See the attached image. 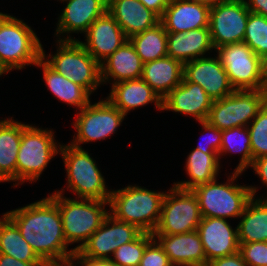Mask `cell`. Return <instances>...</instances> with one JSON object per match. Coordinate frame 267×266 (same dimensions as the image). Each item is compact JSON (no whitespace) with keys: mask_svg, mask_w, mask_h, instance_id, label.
<instances>
[{"mask_svg":"<svg viewBox=\"0 0 267 266\" xmlns=\"http://www.w3.org/2000/svg\"><path fill=\"white\" fill-rule=\"evenodd\" d=\"M139 1L149 10L154 12L159 18L163 16L166 7L170 3V0H139Z\"/></svg>","mask_w":267,"mask_h":266,"instance_id":"7bdbcfd3","label":"cell"},{"mask_svg":"<svg viewBox=\"0 0 267 266\" xmlns=\"http://www.w3.org/2000/svg\"><path fill=\"white\" fill-rule=\"evenodd\" d=\"M243 42L261 58L267 53V17L249 13Z\"/></svg>","mask_w":267,"mask_h":266,"instance_id":"836d02e7","label":"cell"},{"mask_svg":"<svg viewBox=\"0 0 267 266\" xmlns=\"http://www.w3.org/2000/svg\"><path fill=\"white\" fill-rule=\"evenodd\" d=\"M187 181L174 182L180 189L192 190L196 186L208 183L217 178L221 168L219 154H205L194 148L186 158Z\"/></svg>","mask_w":267,"mask_h":266,"instance_id":"f546056e","label":"cell"},{"mask_svg":"<svg viewBox=\"0 0 267 266\" xmlns=\"http://www.w3.org/2000/svg\"><path fill=\"white\" fill-rule=\"evenodd\" d=\"M267 103V89L235 90L212 103L206 121L219 130L246 127Z\"/></svg>","mask_w":267,"mask_h":266,"instance_id":"30bf717a","label":"cell"},{"mask_svg":"<svg viewBox=\"0 0 267 266\" xmlns=\"http://www.w3.org/2000/svg\"><path fill=\"white\" fill-rule=\"evenodd\" d=\"M56 42V53L49 56H46L41 46L42 59L60 75L84 87L92 95V92L102 85L100 64L85 50L79 40L57 39Z\"/></svg>","mask_w":267,"mask_h":266,"instance_id":"8992f818","label":"cell"},{"mask_svg":"<svg viewBox=\"0 0 267 266\" xmlns=\"http://www.w3.org/2000/svg\"><path fill=\"white\" fill-rule=\"evenodd\" d=\"M222 144L219 152V158L224 153H239L241 158L235 171H246L252 164L251 142L248 127H233L222 130Z\"/></svg>","mask_w":267,"mask_h":266,"instance_id":"d6a6232c","label":"cell"},{"mask_svg":"<svg viewBox=\"0 0 267 266\" xmlns=\"http://www.w3.org/2000/svg\"><path fill=\"white\" fill-rule=\"evenodd\" d=\"M0 254L11 256L21 262H43L5 213L0 218Z\"/></svg>","mask_w":267,"mask_h":266,"instance_id":"4dcf8cb0","label":"cell"},{"mask_svg":"<svg viewBox=\"0 0 267 266\" xmlns=\"http://www.w3.org/2000/svg\"><path fill=\"white\" fill-rule=\"evenodd\" d=\"M201 4L207 5L209 7L216 6L218 3L223 2L225 0H195Z\"/></svg>","mask_w":267,"mask_h":266,"instance_id":"bcb514c9","label":"cell"},{"mask_svg":"<svg viewBox=\"0 0 267 266\" xmlns=\"http://www.w3.org/2000/svg\"><path fill=\"white\" fill-rule=\"evenodd\" d=\"M215 50L235 90L267 89L262 59L246 43L226 44Z\"/></svg>","mask_w":267,"mask_h":266,"instance_id":"9c48e42d","label":"cell"},{"mask_svg":"<svg viewBox=\"0 0 267 266\" xmlns=\"http://www.w3.org/2000/svg\"><path fill=\"white\" fill-rule=\"evenodd\" d=\"M22 237L46 265L69 264L74 249H68L62 217L55 201L48 197L5 213Z\"/></svg>","mask_w":267,"mask_h":266,"instance_id":"6da1fadb","label":"cell"},{"mask_svg":"<svg viewBox=\"0 0 267 266\" xmlns=\"http://www.w3.org/2000/svg\"><path fill=\"white\" fill-rule=\"evenodd\" d=\"M173 266H207L203 245L197 230L175 234H152Z\"/></svg>","mask_w":267,"mask_h":266,"instance_id":"ffe728a7","label":"cell"},{"mask_svg":"<svg viewBox=\"0 0 267 266\" xmlns=\"http://www.w3.org/2000/svg\"><path fill=\"white\" fill-rule=\"evenodd\" d=\"M184 64L168 55L144 63L141 78L163 100L183 80Z\"/></svg>","mask_w":267,"mask_h":266,"instance_id":"484cf974","label":"cell"},{"mask_svg":"<svg viewBox=\"0 0 267 266\" xmlns=\"http://www.w3.org/2000/svg\"><path fill=\"white\" fill-rule=\"evenodd\" d=\"M85 37L86 42L80 40V43L99 64L128 40L119 24L108 12L89 26Z\"/></svg>","mask_w":267,"mask_h":266,"instance_id":"e0dca14e","label":"cell"},{"mask_svg":"<svg viewBox=\"0 0 267 266\" xmlns=\"http://www.w3.org/2000/svg\"><path fill=\"white\" fill-rule=\"evenodd\" d=\"M107 12L128 39L160 22V18L139 0H108Z\"/></svg>","mask_w":267,"mask_h":266,"instance_id":"7402d4cb","label":"cell"},{"mask_svg":"<svg viewBox=\"0 0 267 266\" xmlns=\"http://www.w3.org/2000/svg\"><path fill=\"white\" fill-rule=\"evenodd\" d=\"M70 263L73 266H116L111 260L86 258L82 257L78 252L74 254Z\"/></svg>","mask_w":267,"mask_h":266,"instance_id":"60d3db41","label":"cell"},{"mask_svg":"<svg viewBox=\"0 0 267 266\" xmlns=\"http://www.w3.org/2000/svg\"><path fill=\"white\" fill-rule=\"evenodd\" d=\"M41 46L31 26L0 12V67L5 73L34 66L41 58Z\"/></svg>","mask_w":267,"mask_h":266,"instance_id":"5b68a950","label":"cell"},{"mask_svg":"<svg viewBox=\"0 0 267 266\" xmlns=\"http://www.w3.org/2000/svg\"><path fill=\"white\" fill-rule=\"evenodd\" d=\"M105 99L94 104L90 102L78 112L76 121L72 123L77 132L71 145L82 148L80 144L104 140L117 132L126 116Z\"/></svg>","mask_w":267,"mask_h":266,"instance_id":"7c38bea8","label":"cell"},{"mask_svg":"<svg viewBox=\"0 0 267 266\" xmlns=\"http://www.w3.org/2000/svg\"><path fill=\"white\" fill-rule=\"evenodd\" d=\"M239 244V252L248 266H267V242Z\"/></svg>","mask_w":267,"mask_h":266,"instance_id":"8d00e7d4","label":"cell"},{"mask_svg":"<svg viewBox=\"0 0 267 266\" xmlns=\"http://www.w3.org/2000/svg\"><path fill=\"white\" fill-rule=\"evenodd\" d=\"M197 232L207 262L239 251L238 228L233 229L227 219L202 217Z\"/></svg>","mask_w":267,"mask_h":266,"instance_id":"2e32d148","label":"cell"},{"mask_svg":"<svg viewBox=\"0 0 267 266\" xmlns=\"http://www.w3.org/2000/svg\"><path fill=\"white\" fill-rule=\"evenodd\" d=\"M249 13L245 0H225L210 7L209 30L214 50L243 42Z\"/></svg>","mask_w":267,"mask_h":266,"instance_id":"4fadbf2b","label":"cell"},{"mask_svg":"<svg viewBox=\"0 0 267 266\" xmlns=\"http://www.w3.org/2000/svg\"><path fill=\"white\" fill-rule=\"evenodd\" d=\"M67 5L58 17L55 35L59 40H78L69 33L85 34L89 26L107 12V0H64ZM67 34V37L61 38Z\"/></svg>","mask_w":267,"mask_h":266,"instance_id":"ac0fdd59","label":"cell"},{"mask_svg":"<svg viewBox=\"0 0 267 266\" xmlns=\"http://www.w3.org/2000/svg\"><path fill=\"white\" fill-rule=\"evenodd\" d=\"M63 192L64 188L49 196L58 205L66 242L68 245L80 243L73 248L77 252L109 214L106 210L109 200L68 198Z\"/></svg>","mask_w":267,"mask_h":266,"instance_id":"3957f363","label":"cell"},{"mask_svg":"<svg viewBox=\"0 0 267 266\" xmlns=\"http://www.w3.org/2000/svg\"><path fill=\"white\" fill-rule=\"evenodd\" d=\"M153 239L151 233L142 232L135 240L118 247L110 260L116 266H139L146 246Z\"/></svg>","mask_w":267,"mask_h":266,"instance_id":"e575fe53","label":"cell"},{"mask_svg":"<svg viewBox=\"0 0 267 266\" xmlns=\"http://www.w3.org/2000/svg\"><path fill=\"white\" fill-rule=\"evenodd\" d=\"M212 103L213 100L200 85L183 77L182 82L162 100V110L189 115L202 122L206 121Z\"/></svg>","mask_w":267,"mask_h":266,"instance_id":"d6986e66","label":"cell"},{"mask_svg":"<svg viewBox=\"0 0 267 266\" xmlns=\"http://www.w3.org/2000/svg\"><path fill=\"white\" fill-rule=\"evenodd\" d=\"M250 12L267 17V0H245Z\"/></svg>","mask_w":267,"mask_h":266,"instance_id":"f6af8a7d","label":"cell"},{"mask_svg":"<svg viewBox=\"0 0 267 266\" xmlns=\"http://www.w3.org/2000/svg\"><path fill=\"white\" fill-rule=\"evenodd\" d=\"M202 125V129L205 132H208V135L210 133V135L207 137L209 139H206V144L204 146V144L200 143L198 144V146L196 147L197 149L203 151L205 154H219L220 150H221V144H222V130H219L217 127H214L212 125H210L207 121H202L199 122Z\"/></svg>","mask_w":267,"mask_h":266,"instance_id":"f35d334b","label":"cell"},{"mask_svg":"<svg viewBox=\"0 0 267 266\" xmlns=\"http://www.w3.org/2000/svg\"><path fill=\"white\" fill-rule=\"evenodd\" d=\"M141 233L135 225L119 221L108 214L77 252L86 258L110 260L118 247L135 240Z\"/></svg>","mask_w":267,"mask_h":266,"instance_id":"5bb4252c","label":"cell"},{"mask_svg":"<svg viewBox=\"0 0 267 266\" xmlns=\"http://www.w3.org/2000/svg\"><path fill=\"white\" fill-rule=\"evenodd\" d=\"M183 77L200 85L213 101L235 91L217 55L215 58L201 57L184 63Z\"/></svg>","mask_w":267,"mask_h":266,"instance_id":"9a60e30c","label":"cell"},{"mask_svg":"<svg viewBox=\"0 0 267 266\" xmlns=\"http://www.w3.org/2000/svg\"><path fill=\"white\" fill-rule=\"evenodd\" d=\"M213 49L209 27L188 32H167V55L183 64L205 57Z\"/></svg>","mask_w":267,"mask_h":266,"instance_id":"cb8c5ba5","label":"cell"},{"mask_svg":"<svg viewBox=\"0 0 267 266\" xmlns=\"http://www.w3.org/2000/svg\"><path fill=\"white\" fill-rule=\"evenodd\" d=\"M139 266H173L159 243L153 239L145 248Z\"/></svg>","mask_w":267,"mask_h":266,"instance_id":"74e56055","label":"cell"},{"mask_svg":"<svg viewBox=\"0 0 267 266\" xmlns=\"http://www.w3.org/2000/svg\"><path fill=\"white\" fill-rule=\"evenodd\" d=\"M60 154L66 167L67 190H72L77 199L109 200L111 191L88 151L69 143L61 145Z\"/></svg>","mask_w":267,"mask_h":266,"instance_id":"ba28073f","label":"cell"},{"mask_svg":"<svg viewBox=\"0 0 267 266\" xmlns=\"http://www.w3.org/2000/svg\"><path fill=\"white\" fill-rule=\"evenodd\" d=\"M111 92L106 97L125 116L135 108L155 103L162 110V100L154 90L142 79L120 81L111 85Z\"/></svg>","mask_w":267,"mask_h":266,"instance_id":"603a6c76","label":"cell"},{"mask_svg":"<svg viewBox=\"0 0 267 266\" xmlns=\"http://www.w3.org/2000/svg\"><path fill=\"white\" fill-rule=\"evenodd\" d=\"M250 167L255 171L254 173L258 175V177L262 181V184L267 187V156L253 159ZM261 197L263 199H267V196L266 198H264L263 196H260V198Z\"/></svg>","mask_w":267,"mask_h":266,"instance_id":"b9f144b4","label":"cell"},{"mask_svg":"<svg viewBox=\"0 0 267 266\" xmlns=\"http://www.w3.org/2000/svg\"><path fill=\"white\" fill-rule=\"evenodd\" d=\"M164 195L165 192L151 191L138 185L113 189L109 198V214L152 234L160 218Z\"/></svg>","mask_w":267,"mask_h":266,"instance_id":"7a4b0ae2","label":"cell"},{"mask_svg":"<svg viewBox=\"0 0 267 266\" xmlns=\"http://www.w3.org/2000/svg\"><path fill=\"white\" fill-rule=\"evenodd\" d=\"M240 218L239 243L267 242V199L252 197Z\"/></svg>","mask_w":267,"mask_h":266,"instance_id":"f1b7e54d","label":"cell"},{"mask_svg":"<svg viewBox=\"0 0 267 266\" xmlns=\"http://www.w3.org/2000/svg\"><path fill=\"white\" fill-rule=\"evenodd\" d=\"M3 74H6V73H5L4 70L0 67V76H2Z\"/></svg>","mask_w":267,"mask_h":266,"instance_id":"681fc988","label":"cell"},{"mask_svg":"<svg viewBox=\"0 0 267 266\" xmlns=\"http://www.w3.org/2000/svg\"><path fill=\"white\" fill-rule=\"evenodd\" d=\"M43 69V78L48 89L60 101L76 106L79 111L90 103V93L82 86L65 78L51 68L42 57L34 65Z\"/></svg>","mask_w":267,"mask_h":266,"instance_id":"83f0119b","label":"cell"},{"mask_svg":"<svg viewBox=\"0 0 267 266\" xmlns=\"http://www.w3.org/2000/svg\"><path fill=\"white\" fill-rule=\"evenodd\" d=\"M144 63L128 39L101 64L102 84L141 78Z\"/></svg>","mask_w":267,"mask_h":266,"instance_id":"d4e9b609","label":"cell"},{"mask_svg":"<svg viewBox=\"0 0 267 266\" xmlns=\"http://www.w3.org/2000/svg\"><path fill=\"white\" fill-rule=\"evenodd\" d=\"M210 7L195 0H170L160 22L167 32L209 27Z\"/></svg>","mask_w":267,"mask_h":266,"instance_id":"44dd1931","label":"cell"},{"mask_svg":"<svg viewBox=\"0 0 267 266\" xmlns=\"http://www.w3.org/2000/svg\"><path fill=\"white\" fill-rule=\"evenodd\" d=\"M52 130L22 123V138L17 156L14 187L25 181L29 183L37 181L50 160L60 153L61 144L55 142Z\"/></svg>","mask_w":267,"mask_h":266,"instance_id":"52a82bcc","label":"cell"},{"mask_svg":"<svg viewBox=\"0 0 267 266\" xmlns=\"http://www.w3.org/2000/svg\"><path fill=\"white\" fill-rule=\"evenodd\" d=\"M0 120V182H16L17 156L22 138V122Z\"/></svg>","mask_w":267,"mask_h":266,"instance_id":"4316f807","label":"cell"},{"mask_svg":"<svg viewBox=\"0 0 267 266\" xmlns=\"http://www.w3.org/2000/svg\"><path fill=\"white\" fill-rule=\"evenodd\" d=\"M202 215L192 190L173 185L164 195L158 224L152 234L175 235L197 230Z\"/></svg>","mask_w":267,"mask_h":266,"instance_id":"8fae6325","label":"cell"},{"mask_svg":"<svg viewBox=\"0 0 267 266\" xmlns=\"http://www.w3.org/2000/svg\"><path fill=\"white\" fill-rule=\"evenodd\" d=\"M244 172L233 171L225 183L217 178L196 186L192 191L196 195L202 217L239 218L252 198H256L258 188L255 186L235 185V180Z\"/></svg>","mask_w":267,"mask_h":266,"instance_id":"277c9868","label":"cell"},{"mask_svg":"<svg viewBox=\"0 0 267 266\" xmlns=\"http://www.w3.org/2000/svg\"><path fill=\"white\" fill-rule=\"evenodd\" d=\"M129 40L143 63L167 56V31L161 22L131 36Z\"/></svg>","mask_w":267,"mask_h":266,"instance_id":"1f68e13d","label":"cell"},{"mask_svg":"<svg viewBox=\"0 0 267 266\" xmlns=\"http://www.w3.org/2000/svg\"><path fill=\"white\" fill-rule=\"evenodd\" d=\"M247 127L250 133L252 161L267 156V103Z\"/></svg>","mask_w":267,"mask_h":266,"instance_id":"d590c367","label":"cell"},{"mask_svg":"<svg viewBox=\"0 0 267 266\" xmlns=\"http://www.w3.org/2000/svg\"><path fill=\"white\" fill-rule=\"evenodd\" d=\"M261 59H262V66L267 71V53H265Z\"/></svg>","mask_w":267,"mask_h":266,"instance_id":"7dc6e473","label":"cell"},{"mask_svg":"<svg viewBox=\"0 0 267 266\" xmlns=\"http://www.w3.org/2000/svg\"><path fill=\"white\" fill-rule=\"evenodd\" d=\"M207 266H248L243 260L241 253L238 251L235 254L219 257L208 262Z\"/></svg>","mask_w":267,"mask_h":266,"instance_id":"ab89813d","label":"cell"},{"mask_svg":"<svg viewBox=\"0 0 267 266\" xmlns=\"http://www.w3.org/2000/svg\"><path fill=\"white\" fill-rule=\"evenodd\" d=\"M0 266H47L44 262H21L11 256L0 254Z\"/></svg>","mask_w":267,"mask_h":266,"instance_id":"ee69618b","label":"cell"},{"mask_svg":"<svg viewBox=\"0 0 267 266\" xmlns=\"http://www.w3.org/2000/svg\"><path fill=\"white\" fill-rule=\"evenodd\" d=\"M47 266H73V265L69 263V264H62V265H47Z\"/></svg>","mask_w":267,"mask_h":266,"instance_id":"c3c4849f","label":"cell"}]
</instances>
